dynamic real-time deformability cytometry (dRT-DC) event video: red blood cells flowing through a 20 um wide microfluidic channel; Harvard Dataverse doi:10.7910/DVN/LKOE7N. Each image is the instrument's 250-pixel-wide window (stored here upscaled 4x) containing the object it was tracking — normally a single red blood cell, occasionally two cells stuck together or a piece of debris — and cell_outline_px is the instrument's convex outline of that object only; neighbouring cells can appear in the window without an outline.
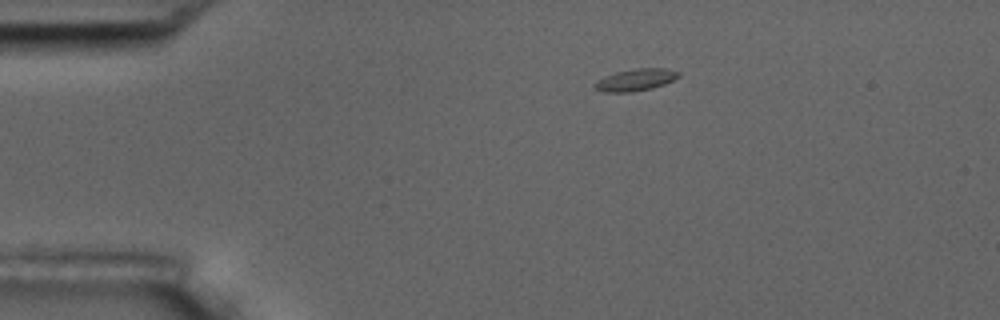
{"species": "common noctule bat (a hibernating species)", "species_latin": "Nyctalus noctula", "temperature_condition": "room temperature", "stored_images_in_passage": 51, "camera_frame_rate_fps": 3000, "um_per_image_px": 0.085, "animal": {"sex": "male", "body_mass_g": 17.5, "forearm_length_mm": 52.3}, "frame": {"image": 1, "passage_image": 5, "time_ms": 1.333, "image_size_px": [1000, 320], "cell_outline_px": [[680, 76], [664, 84], [652, 88], [632, 92], [604, 92], [596, 88], [592, 84], [596, 80], [604, 76], [616, 72], [636, 68], [668, 68], [680, 72]], "centroid_in_image_um": [54.02, 6.78], "position_along_channel_um": 31.0, "area_um2": 10.81}}
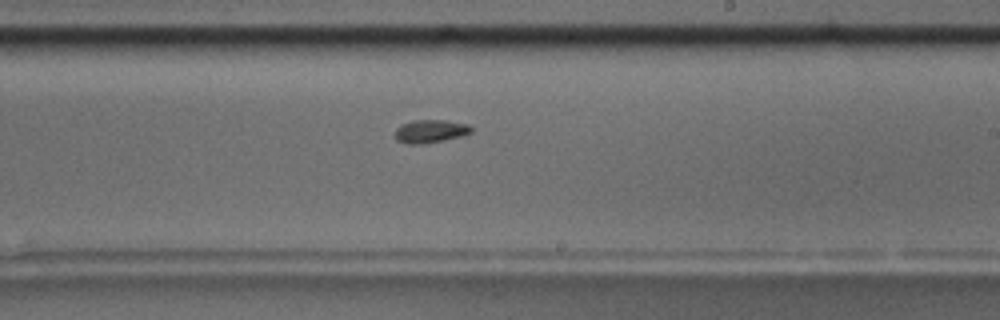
{"frame": {"image": 2, "passage_image": 28, "time_ms": 9.0, "image_size_px": [1000, 320], "cell_outline_px": [[472, 132], [464, 136], [444, 140], [420, 144], [408, 144], [396, 140], [396, 128], [400, 124], [412, 120], [448, 120], [468, 124], [472, 128]], "centroid_in_image_um": [36.6, 11.14], "position_along_channel_um": 252.4, "area_um2": 10.4}}
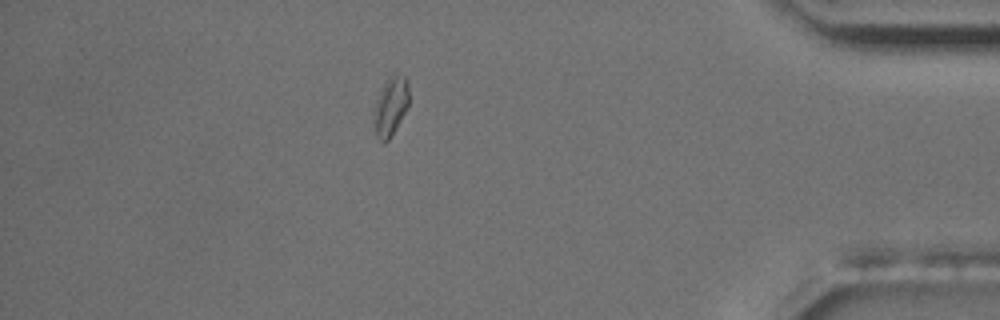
{"frame": {"image": 3, "passage_image": 44, "time_ms": 14.333, "image_size_px": [1000, 320], "cell_outline_px": [[408, 108], [388, 140], [384, 144], [376, 136], [372, 112], [376, 100], [388, 76], [392, 72], [404, 76], [408, 80]], "centroid_in_image_um": [33.19, 9.01], "position_along_channel_um": 402.0, "area_um2": 12.2}, "authors_computed_cell_mechanics": {"area_um2": 10.404, "velocity_mm_per_s": 3.5517, "shape_relaxation_time_tau1_ms": 3.8322, "shape_relaxation_time_tau2_ms": null, "deformation_change_tau1": 0.1303, "deformation_change_tau2": null}}